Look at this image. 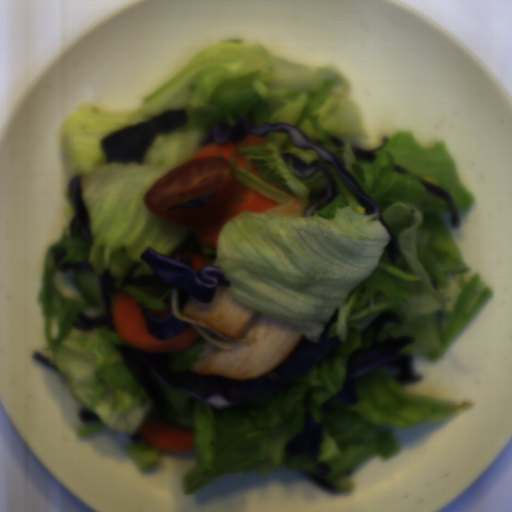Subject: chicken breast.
I'll return each instance as SVG.
<instances>
[{
    "instance_id": "chicken-breast-1",
    "label": "chicken breast",
    "mask_w": 512,
    "mask_h": 512,
    "mask_svg": "<svg viewBox=\"0 0 512 512\" xmlns=\"http://www.w3.org/2000/svg\"><path fill=\"white\" fill-rule=\"evenodd\" d=\"M181 313L229 339H255L237 341L233 349H221L207 342L189 368L200 377L247 381L260 378L280 365L304 337L294 324L233 298L224 285L216 287L209 303L192 295Z\"/></svg>"
},
{
    "instance_id": "chicken-breast-2",
    "label": "chicken breast",
    "mask_w": 512,
    "mask_h": 512,
    "mask_svg": "<svg viewBox=\"0 0 512 512\" xmlns=\"http://www.w3.org/2000/svg\"><path fill=\"white\" fill-rule=\"evenodd\" d=\"M307 204L305 200L297 197H292L287 200L282 208L275 213L271 214L276 217H304Z\"/></svg>"
}]
</instances>
